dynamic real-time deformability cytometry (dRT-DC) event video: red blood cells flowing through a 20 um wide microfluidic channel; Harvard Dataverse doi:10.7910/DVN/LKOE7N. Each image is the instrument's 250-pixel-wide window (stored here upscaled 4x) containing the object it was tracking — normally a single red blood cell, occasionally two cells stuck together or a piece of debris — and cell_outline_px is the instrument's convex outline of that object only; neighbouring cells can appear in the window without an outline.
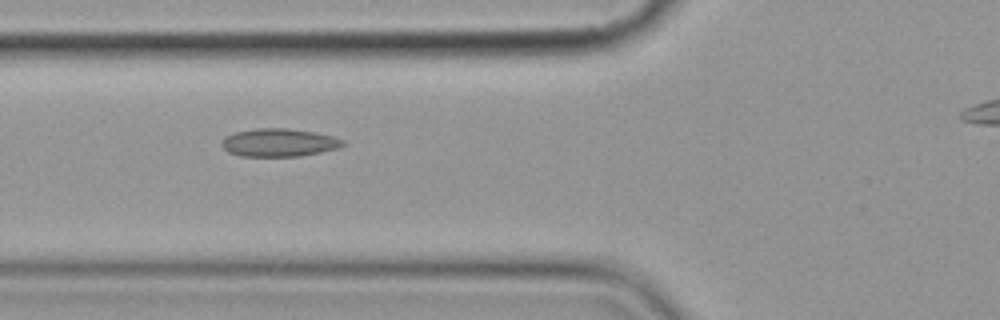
{"species": "common noctule bat (a hibernating species)", "species_latin": "Nyctalus noctula", "temperature_condition": "cold", "stored_images_in_passage": 7, "camera_frame_rate_fps": 3000, "um_per_image_px": 0.085, "animal": {"sex": "female", "body_mass_g": 19.9}, "frame": {"image": 1, "passage_image": 6, "time_ms": 6.667, "image_size_px": [1000, 320], "cell_outline_px": [[344, 144], [340, 148], [300, 156], [240, 156], [228, 152], [220, 144], [228, 136], [236, 132], [256, 128], [288, 128], [312, 132], [332, 136], [344, 140]], "centroid_in_image_um": [23.73, 12.12], "position_along_channel_um": 102.1, "area_um2": 19.59}}
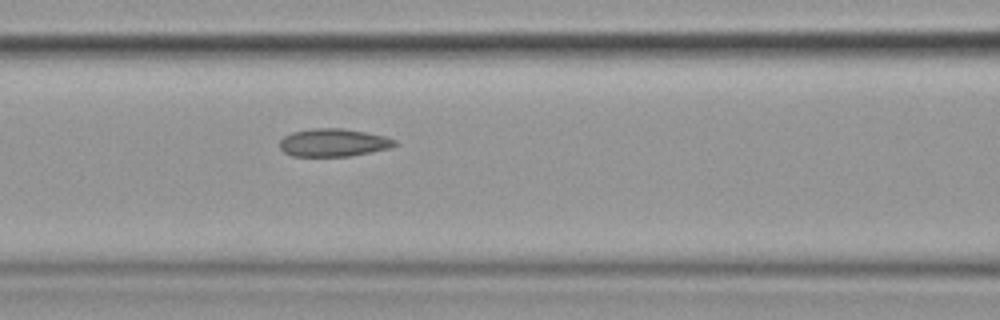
{"frame": {"image": 2, "passage_image": 7, "time_ms": 7.667, "image_size_px": [1000, 320], "cell_outline_px": [[396, 144], [392, 148], [348, 156], [292, 156], [284, 152], [280, 148], [280, 140], [284, 136], [292, 132], [316, 128], [340, 128], [364, 132], [384, 136], [396, 140]], "centroid_in_image_um": [28.33, 12.12], "position_along_channel_um": 138.3, "area_um2": 18.55}}